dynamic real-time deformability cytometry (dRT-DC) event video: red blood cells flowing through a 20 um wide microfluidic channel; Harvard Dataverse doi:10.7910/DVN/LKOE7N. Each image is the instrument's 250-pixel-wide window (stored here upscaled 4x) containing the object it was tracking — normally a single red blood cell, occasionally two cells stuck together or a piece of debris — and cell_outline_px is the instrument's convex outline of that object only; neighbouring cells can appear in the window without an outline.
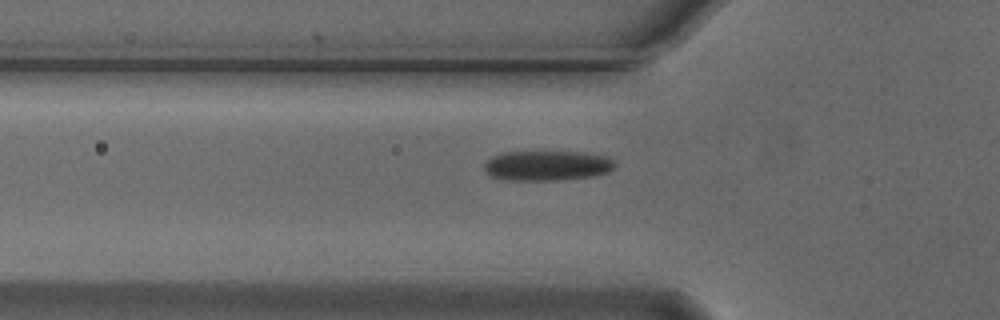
{"species": "Egyptian fruit bat (a non-hibernating species)", "species_latin": "Rousettus aegyptiacus", "temperature_condition": "cold", "stored_images_in_passage": 40, "camera_frame_rate_fps": 3000, "um_per_image_px": 0.085, "animal": {"sex": "male"}, "frame": {"image": 1, "passage_image": 6, "time_ms": 1.667, "image_size_px": [1000, 320], "cell_outline_px": [[616, 164], [608, 172], [592, 176], [556, 180], [504, 180], [492, 176], [484, 172], [484, 164], [492, 156], [504, 152], [584, 152], [604, 156], [612, 160]], "centroid_in_image_um": [46.46, 14.08], "position_along_channel_um": 79.3, "area_um2": 22.72}}
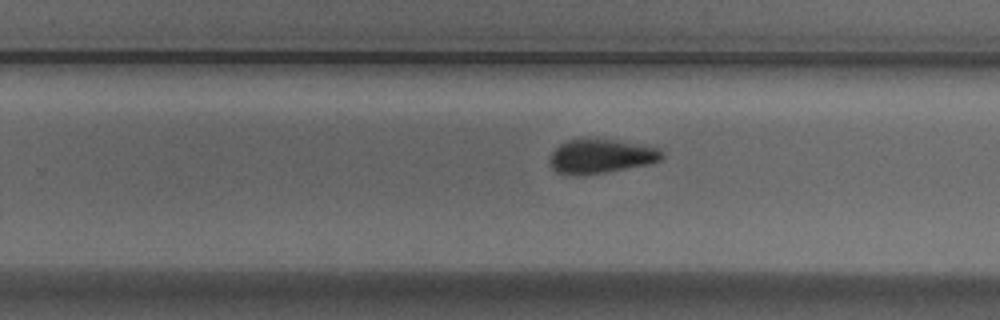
{"frame": {"image": 2, "passage_image": 22, "time_ms": 7.0, "image_size_px": [1000, 320], "cell_outline_px": [[664, 156], [660, 160], [648, 164], [604, 172], [580, 176], [556, 172], [552, 168], [548, 160], [552, 152], [560, 144], [568, 140], [580, 136], [588, 136], [616, 140], [660, 148], [664, 152]], "centroid_in_image_um": [51.04, 13.24], "position_along_channel_um": 278.8, "area_um2": 22.89}}
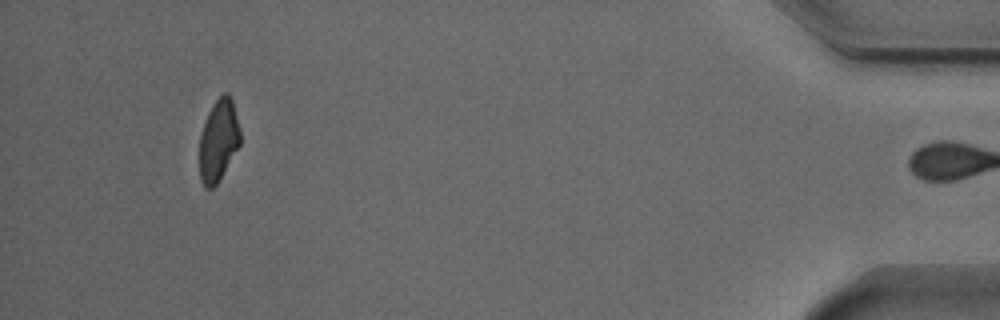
{"frame": {"image": 3, "passage_image": 39, "time_ms": 12.667, "image_size_px": [1000, 320], "cell_outline_px": [[240, 144], [216, 184], [212, 188], [204, 188], [200, 180], [200, 136], [208, 112], [212, 104], [224, 92], [228, 92], [232, 96], [240, 132]], "centroid_in_image_um": [18.57, 11.9], "position_along_channel_um": 416.6, "area_um2": 19.25}, "authors_computed_cell_mechanics": {"area_um2": 22.6865, "velocity_mm_per_s": 3.7355, "shape_relaxation_time_tau1_ms": 4.4338, "shape_relaxation_time_tau2_ms": null, "deformation_change_tau1": 0.1188, "deformation_change_tau2": null}}